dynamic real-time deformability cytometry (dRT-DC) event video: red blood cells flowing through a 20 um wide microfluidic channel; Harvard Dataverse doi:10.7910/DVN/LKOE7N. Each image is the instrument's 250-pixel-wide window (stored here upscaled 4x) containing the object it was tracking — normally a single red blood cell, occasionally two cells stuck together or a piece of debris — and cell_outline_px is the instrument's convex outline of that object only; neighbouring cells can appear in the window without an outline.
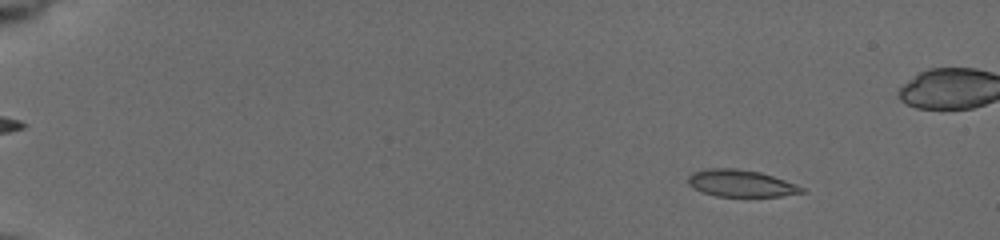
{"species": "common noctule bat (a hibernating species)", "species_latin": "Nyctalus noctula", "temperature_condition": "cold", "stored_images_in_passage": 58, "camera_frame_rate_fps": 3000, "um_per_image_px": 0.085, "animal": {"sex": "female", "body_mass_g": 19.5, "forearm_length_mm": 54.1}, "frame": {"image": 1, "passage_image": 8, "time_ms": 2.333, "image_size_px": [1000, 240], "cell_outline_px": [[808, 192], [780, 196], [716, 196], [692, 188], [688, 184], [688, 176], [692, 172], [708, 168], [736, 168], [760, 172], [796, 184], [804, 188]], "centroid_in_image_um": [62.97, 15.58], "position_along_channel_um": 22.0, "area_um2": 17.86}}
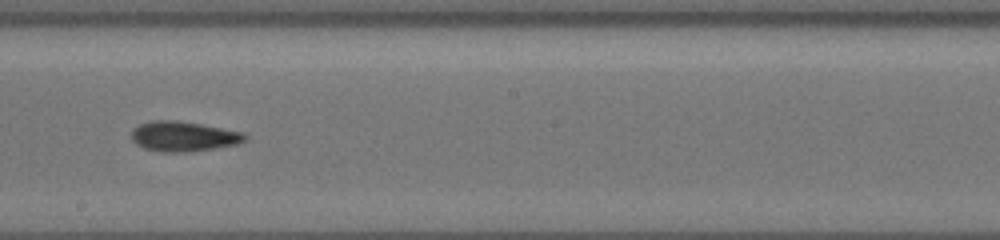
{"frame": {"image": 2, "passage_image": 35, "time_ms": 11.333, "image_size_px": [1000, 240], "cell_outline_px": [[248, 136], [244, 140], [236, 144], [212, 148], [184, 152], [160, 152], [144, 148], [136, 144], [132, 140], [132, 132], [140, 124], [152, 120], [176, 120], [200, 124], [244, 132]], "centroid_in_image_um": [15.58, 11.59], "position_along_channel_um": 232.6, "area_um2": 19.59}}
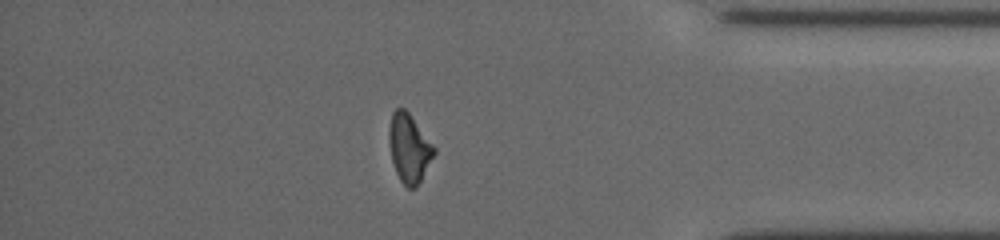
{"frame": {"image": 3, "passage_image": 50, "time_ms": 16.333, "image_size_px": [1000, 240], "cell_outline_px": [[436, 152], [416, 188], [408, 188], [400, 180], [396, 172], [392, 160], [388, 140], [388, 132], [392, 112], [396, 108], [404, 108], [408, 112], [436, 148]], "centroid_in_image_um": [34.77, 12.59], "position_along_channel_um": 400.4, "area_um2": 17.86}, "authors_computed_cell_mechanics": {"area_um2": 18.5538, "velocity_mm_per_s": 3.7672, "shape_relaxation_time_tau1_ms": 6.4478, "shape_relaxation_time_tau2_ms": 4.4005, "deformation_change_tau1": 0.1529, "deformation_change_tau2": 0.1199}}